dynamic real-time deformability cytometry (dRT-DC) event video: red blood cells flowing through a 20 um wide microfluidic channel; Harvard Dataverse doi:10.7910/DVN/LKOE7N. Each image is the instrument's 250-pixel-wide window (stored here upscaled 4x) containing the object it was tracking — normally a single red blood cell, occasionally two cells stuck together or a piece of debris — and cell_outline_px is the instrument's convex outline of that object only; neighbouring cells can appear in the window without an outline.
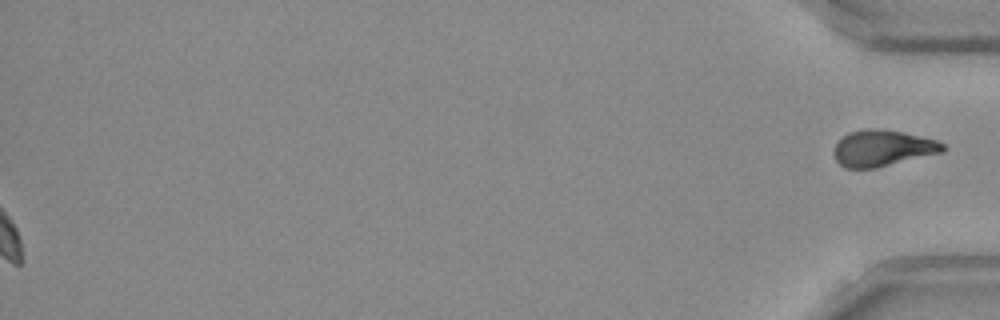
{"species": "Egyptian fruit bat (a non-hibernating species)", "species_latin": "Rousettus aegyptiacus", "temperature_condition": "room temperature", "stored_images_in_passage": 54, "segment_of_instrument_passage": [2, 2], "camera_frame_rate_fps": 3000, "um_per_image_px": 0.085, "frame": {"image": 1, "passage_image": 54, "time_ms": 17.667, "image_size_px": [1000, 320], "cell_outline_px": [[948, 148], [944, 152], [876, 168], [844, 168], [836, 160], [836, 140], [848, 132], [864, 128], [868, 128], [900, 132], [920, 136], [936, 140], [944, 144]], "centroid_in_image_um": [75.04, 12.6], "position_along_channel_um": 360.2, "area_um2": 22.95}}